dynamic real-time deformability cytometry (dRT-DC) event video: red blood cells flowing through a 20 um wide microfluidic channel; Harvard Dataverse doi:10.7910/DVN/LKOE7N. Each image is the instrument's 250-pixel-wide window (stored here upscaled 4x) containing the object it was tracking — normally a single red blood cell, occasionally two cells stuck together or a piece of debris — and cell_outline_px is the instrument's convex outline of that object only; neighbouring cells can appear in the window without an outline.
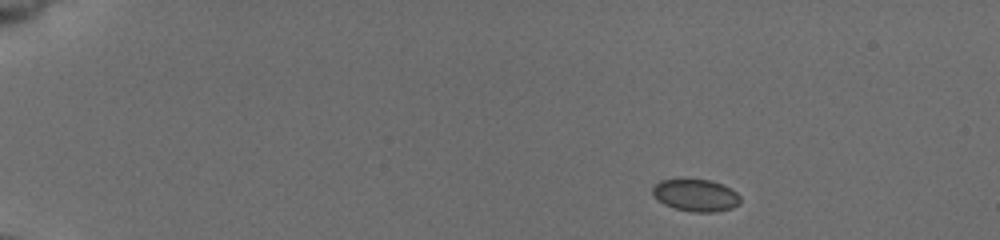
{"species": "common noctule bat (a hibernating species)", "species_latin": "Nyctalus noctula", "temperature_condition": "cold", "stored_images_in_passage": 12, "camera_frame_rate_fps": 3000, "um_per_image_px": 0.085, "animal": {"sex": "female", "body_mass_g": 19.5, "forearm_length_mm": 54.1}, "frame": {"image": 1, "passage_image": 1, "time_ms": 0.0, "image_size_px": [1000, 240], "cell_outline_px": [[740, 204], [732, 208], [712, 212], [692, 212], [676, 208], [664, 204], [652, 196], [652, 188], [660, 180], [684, 176], [712, 180], [736, 192], [740, 196]], "centroid_in_image_um": [59.09, 16.55], "position_along_channel_um": 25.9, "area_um2": 16.99}}
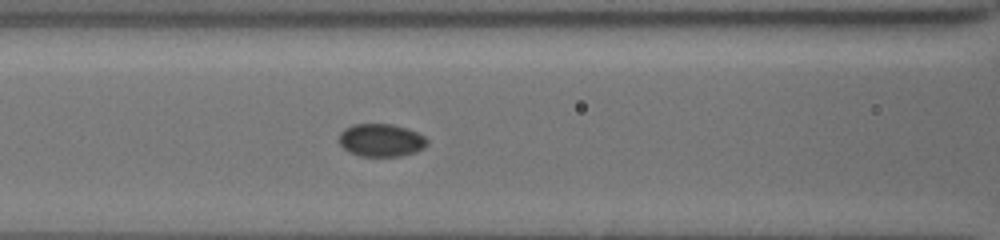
{"frame": {"image": 2, "passage_image": 7, "time_ms": 2.0, "image_size_px": [1000, 240], "cell_outline_px": [[428, 144], [424, 148], [416, 152], [404, 156], [360, 156], [348, 152], [340, 144], [340, 132], [344, 128], [352, 124], [392, 124], [408, 128], [424, 136], [428, 140]], "centroid_in_image_um": [32.41, 11.92], "position_along_channel_um": 134.2, "area_um2": 17.05}}
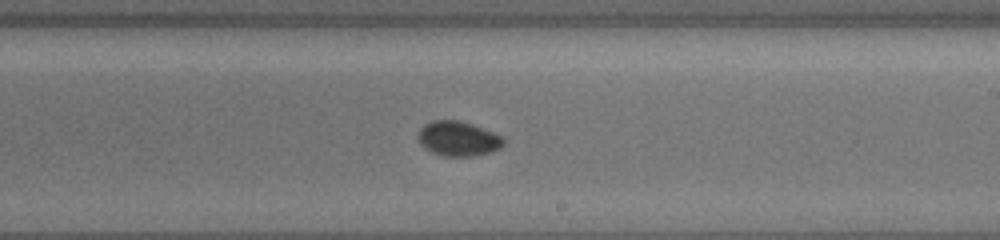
{"frame": {"image": 3, "passage_image": 12, "time_ms": 3.667, "image_size_px": [1000, 240], "cell_outline_px": [[504, 144], [500, 148], [492, 152], [472, 156], [444, 156], [432, 152], [424, 148], [420, 144], [416, 136], [420, 128], [424, 124], [432, 120], [456, 120], [472, 124], [504, 136]], "centroid_in_image_um": [38.93, 11.78], "position_along_channel_um": 250.1, "area_um2": 17.51}}